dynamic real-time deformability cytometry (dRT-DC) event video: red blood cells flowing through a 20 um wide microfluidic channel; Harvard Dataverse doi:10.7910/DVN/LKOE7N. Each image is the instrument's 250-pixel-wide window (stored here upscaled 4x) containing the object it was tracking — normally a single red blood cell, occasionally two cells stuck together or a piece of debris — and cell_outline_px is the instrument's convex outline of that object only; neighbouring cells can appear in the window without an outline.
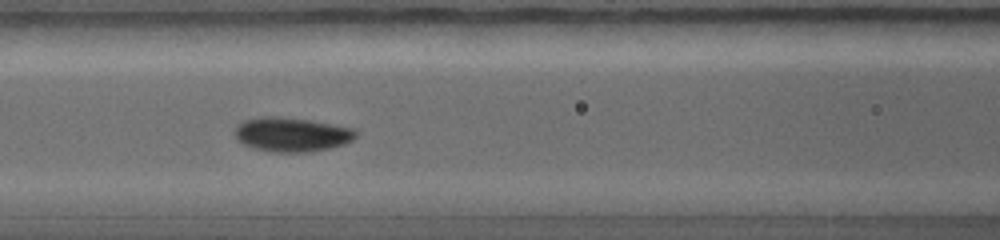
{"species": "common noctule bat (a hibernating species)", "species_latin": "Nyctalus noctula", "temperature_condition": "warm", "stored_images_in_passage": 26, "camera_frame_rate_fps": 5000, "um_per_image_px": 0.085, "animal": {"sex": "female", "body_mass_g": 19.0, "forearm_length_mm": 56.7}, "frame": {"image": 1, "passage_image": 11, "time_ms": 3.4, "image_size_px": [1000, 240], "cell_outline_px": [[360, 132], [352, 140], [344, 144], [332, 148], [312, 152], [272, 152], [252, 148], [240, 144], [236, 140], [236, 124], [244, 120], [264, 116], [308, 120], [356, 128]], "centroid_in_image_um": [24.81, 11.45], "position_along_channel_um": 141.8, "area_um2": 24.39}}
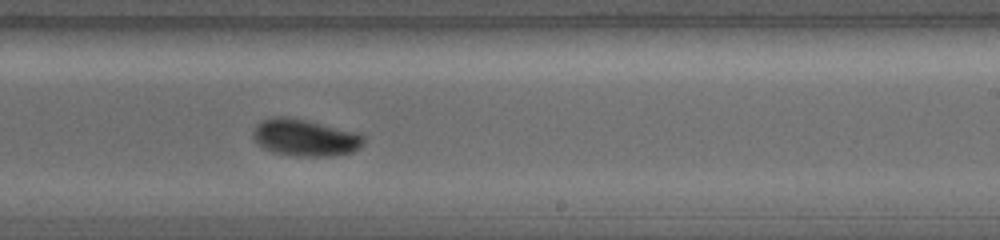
{"frame": {"image": 2, "passage_image": 17, "time_ms": 5.4, "image_size_px": [1000, 240], "cell_outline_px": [[364, 144], [360, 148], [352, 152], [336, 156], [292, 156], [272, 152], [256, 144], [252, 136], [252, 132], [256, 124], [264, 120], [280, 116], [284, 116], [304, 120], [356, 132], [364, 136]], "centroid_in_image_um": [25.91, 11.72], "position_along_channel_um": 263.1, "area_um2": 23.81}}
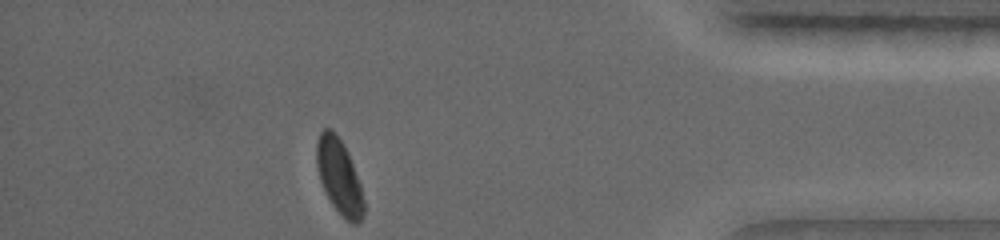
{"frame": {"image": 3, "passage_image": 26, "time_ms": 8.4, "image_size_px": [1000, 240], "cell_outline_px": [[364, 212], [360, 220], [356, 224], [352, 224], [332, 204], [320, 180], [316, 164], [316, 140], [320, 132], [324, 128], [332, 128], [340, 140], [352, 164], [360, 184], [364, 200]], "centroid_in_image_um": [28.81, 14.98], "position_along_channel_um": 406.4, "area_um2": 20.06}}